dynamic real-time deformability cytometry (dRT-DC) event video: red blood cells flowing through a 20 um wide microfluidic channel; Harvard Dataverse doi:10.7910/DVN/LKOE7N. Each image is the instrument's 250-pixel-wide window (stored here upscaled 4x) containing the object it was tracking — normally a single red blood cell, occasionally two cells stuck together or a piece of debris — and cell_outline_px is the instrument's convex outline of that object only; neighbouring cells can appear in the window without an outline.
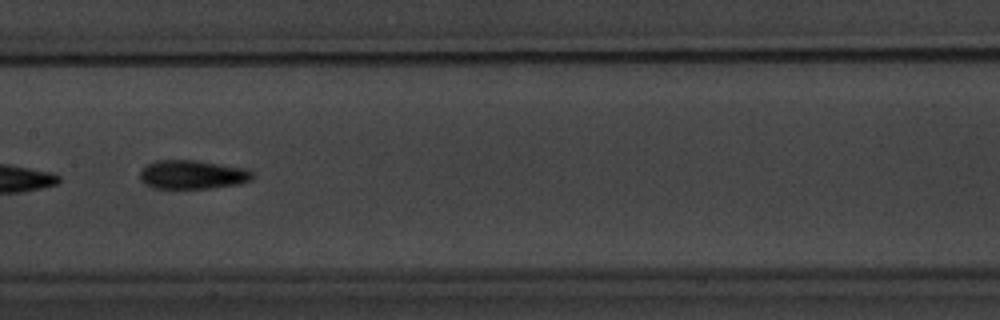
{"species": "common noctule bat (a hibernating species)", "species_latin": "Nyctalus noctula", "temperature_condition": "warm", "stored_images_in_passage": 8, "camera_frame_rate_fps": 3000, "um_per_image_px": 0.085, "animal": {"sex": "male", "body_mass_g": 20.1, "forearm_length_mm": 53.5}, "frame": {"image": 1, "passage_image": 5, "time_ms": 4.667, "image_size_px": [1000, 320], "cell_outline_px": [[252, 180], [236, 184], [208, 188], [152, 188], [144, 184], [140, 180], [140, 172], [148, 164], [156, 160], [196, 160], [248, 168], [252, 172]], "centroid_in_image_um": [16.35, 14.83], "position_along_channel_um": 191.1, "area_um2": 18.9}}